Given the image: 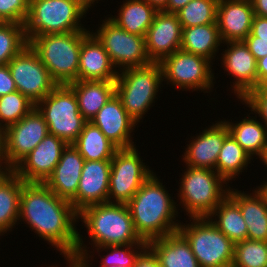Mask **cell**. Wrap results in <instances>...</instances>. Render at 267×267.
Segmentation results:
<instances>
[{"label":"cell","mask_w":267,"mask_h":267,"mask_svg":"<svg viewBox=\"0 0 267 267\" xmlns=\"http://www.w3.org/2000/svg\"><path fill=\"white\" fill-rule=\"evenodd\" d=\"M78 213L44 183L25 182L20 194L19 219L64 258L75 257Z\"/></svg>","instance_id":"obj_1"},{"label":"cell","mask_w":267,"mask_h":267,"mask_svg":"<svg viewBox=\"0 0 267 267\" xmlns=\"http://www.w3.org/2000/svg\"><path fill=\"white\" fill-rule=\"evenodd\" d=\"M160 180L153 172L126 204L137 234L147 243L177 232L181 224L175 220L177 203Z\"/></svg>","instance_id":"obj_2"},{"label":"cell","mask_w":267,"mask_h":267,"mask_svg":"<svg viewBox=\"0 0 267 267\" xmlns=\"http://www.w3.org/2000/svg\"><path fill=\"white\" fill-rule=\"evenodd\" d=\"M78 219L85 224L93 248L147 243L137 234L126 204L91 205L78 212Z\"/></svg>","instance_id":"obj_3"},{"label":"cell","mask_w":267,"mask_h":267,"mask_svg":"<svg viewBox=\"0 0 267 267\" xmlns=\"http://www.w3.org/2000/svg\"><path fill=\"white\" fill-rule=\"evenodd\" d=\"M90 30L45 34L28 43L38 54L50 76L58 85L77 81L82 40Z\"/></svg>","instance_id":"obj_4"},{"label":"cell","mask_w":267,"mask_h":267,"mask_svg":"<svg viewBox=\"0 0 267 267\" xmlns=\"http://www.w3.org/2000/svg\"><path fill=\"white\" fill-rule=\"evenodd\" d=\"M185 170L179 183V205L190 218L209 217L228 196L229 184L213 169L186 166Z\"/></svg>","instance_id":"obj_5"},{"label":"cell","mask_w":267,"mask_h":267,"mask_svg":"<svg viewBox=\"0 0 267 267\" xmlns=\"http://www.w3.org/2000/svg\"><path fill=\"white\" fill-rule=\"evenodd\" d=\"M163 82L160 63L121 70L115 81V93L128 115L138 124L155 103ZM160 88V89H159Z\"/></svg>","instance_id":"obj_6"},{"label":"cell","mask_w":267,"mask_h":267,"mask_svg":"<svg viewBox=\"0 0 267 267\" xmlns=\"http://www.w3.org/2000/svg\"><path fill=\"white\" fill-rule=\"evenodd\" d=\"M86 13L72 0H30L24 24L27 41L45 34L87 30L81 23Z\"/></svg>","instance_id":"obj_7"},{"label":"cell","mask_w":267,"mask_h":267,"mask_svg":"<svg viewBox=\"0 0 267 267\" xmlns=\"http://www.w3.org/2000/svg\"><path fill=\"white\" fill-rule=\"evenodd\" d=\"M178 232L189 243L200 267H232L234 243L208 217L190 218Z\"/></svg>","instance_id":"obj_8"},{"label":"cell","mask_w":267,"mask_h":267,"mask_svg":"<svg viewBox=\"0 0 267 267\" xmlns=\"http://www.w3.org/2000/svg\"><path fill=\"white\" fill-rule=\"evenodd\" d=\"M35 107L43 115L48 133L73 144L87 120L79 111L78 100L69 85H57Z\"/></svg>","instance_id":"obj_9"},{"label":"cell","mask_w":267,"mask_h":267,"mask_svg":"<svg viewBox=\"0 0 267 267\" xmlns=\"http://www.w3.org/2000/svg\"><path fill=\"white\" fill-rule=\"evenodd\" d=\"M212 63L203 56L179 49L160 62L162 78L182 91L210 93L215 80Z\"/></svg>","instance_id":"obj_10"},{"label":"cell","mask_w":267,"mask_h":267,"mask_svg":"<svg viewBox=\"0 0 267 267\" xmlns=\"http://www.w3.org/2000/svg\"><path fill=\"white\" fill-rule=\"evenodd\" d=\"M136 147L120 148L111 159L109 203L127 204L153 174V170L151 171L140 158Z\"/></svg>","instance_id":"obj_11"},{"label":"cell","mask_w":267,"mask_h":267,"mask_svg":"<svg viewBox=\"0 0 267 267\" xmlns=\"http://www.w3.org/2000/svg\"><path fill=\"white\" fill-rule=\"evenodd\" d=\"M98 28L91 33L103 45L115 68H120L119 71L151 63L146 53L145 36L121 29L109 17Z\"/></svg>","instance_id":"obj_12"},{"label":"cell","mask_w":267,"mask_h":267,"mask_svg":"<svg viewBox=\"0 0 267 267\" xmlns=\"http://www.w3.org/2000/svg\"><path fill=\"white\" fill-rule=\"evenodd\" d=\"M7 65L17 91L35 105L58 85L29 44Z\"/></svg>","instance_id":"obj_13"},{"label":"cell","mask_w":267,"mask_h":267,"mask_svg":"<svg viewBox=\"0 0 267 267\" xmlns=\"http://www.w3.org/2000/svg\"><path fill=\"white\" fill-rule=\"evenodd\" d=\"M4 158L13 169L48 134V126L43 115L34 107L17 123L3 131Z\"/></svg>","instance_id":"obj_14"},{"label":"cell","mask_w":267,"mask_h":267,"mask_svg":"<svg viewBox=\"0 0 267 267\" xmlns=\"http://www.w3.org/2000/svg\"><path fill=\"white\" fill-rule=\"evenodd\" d=\"M67 145L61 138L48 133L13 171L24 182L44 183L53 173Z\"/></svg>","instance_id":"obj_15"},{"label":"cell","mask_w":267,"mask_h":267,"mask_svg":"<svg viewBox=\"0 0 267 267\" xmlns=\"http://www.w3.org/2000/svg\"><path fill=\"white\" fill-rule=\"evenodd\" d=\"M227 48L221 53V64L235 80L232 91L241 101L251 90L258 87L256 59L243 41L227 42Z\"/></svg>","instance_id":"obj_16"},{"label":"cell","mask_w":267,"mask_h":267,"mask_svg":"<svg viewBox=\"0 0 267 267\" xmlns=\"http://www.w3.org/2000/svg\"><path fill=\"white\" fill-rule=\"evenodd\" d=\"M182 41V26L178 15L158 11L145 34V47L151 62L160 63L178 51Z\"/></svg>","instance_id":"obj_17"},{"label":"cell","mask_w":267,"mask_h":267,"mask_svg":"<svg viewBox=\"0 0 267 267\" xmlns=\"http://www.w3.org/2000/svg\"><path fill=\"white\" fill-rule=\"evenodd\" d=\"M110 171L111 160H85L76 196L70 201L77 213L88 206L108 202Z\"/></svg>","instance_id":"obj_18"},{"label":"cell","mask_w":267,"mask_h":267,"mask_svg":"<svg viewBox=\"0 0 267 267\" xmlns=\"http://www.w3.org/2000/svg\"><path fill=\"white\" fill-rule=\"evenodd\" d=\"M90 121L119 149L135 147L131 133L137 123L128 115L116 93Z\"/></svg>","instance_id":"obj_19"},{"label":"cell","mask_w":267,"mask_h":267,"mask_svg":"<svg viewBox=\"0 0 267 267\" xmlns=\"http://www.w3.org/2000/svg\"><path fill=\"white\" fill-rule=\"evenodd\" d=\"M224 121L212 123L210 127L199 132L197 137L185 148L182 161L192 167L208 168L216 171V161L225 138L229 135Z\"/></svg>","instance_id":"obj_20"},{"label":"cell","mask_w":267,"mask_h":267,"mask_svg":"<svg viewBox=\"0 0 267 267\" xmlns=\"http://www.w3.org/2000/svg\"><path fill=\"white\" fill-rule=\"evenodd\" d=\"M253 17L251 0H219L216 22L222 44L243 41L251 32Z\"/></svg>","instance_id":"obj_21"},{"label":"cell","mask_w":267,"mask_h":267,"mask_svg":"<svg viewBox=\"0 0 267 267\" xmlns=\"http://www.w3.org/2000/svg\"><path fill=\"white\" fill-rule=\"evenodd\" d=\"M90 32L81 43L77 81H116L119 71Z\"/></svg>","instance_id":"obj_22"},{"label":"cell","mask_w":267,"mask_h":267,"mask_svg":"<svg viewBox=\"0 0 267 267\" xmlns=\"http://www.w3.org/2000/svg\"><path fill=\"white\" fill-rule=\"evenodd\" d=\"M84 162L73 144L67 145L44 184L58 197L71 201L76 196Z\"/></svg>","instance_id":"obj_23"},{"label":"cell","mask_w":267,"mask_h":267,"mask_svg":"<svg viewBox=\"0 0 267 267\" xmlns=\"http://www.w3.org/2000/svg\"><path fill=\"white\" fill-rule=\"evenodd\" d=\"M244 193L229 188L228 196L239 206L247 226V239L267 242V195L255 188Z\"/></svg>","instance_id":"obj_24"},{"label":"cell","mask_w":267,"mask_h":267,"mask_svg":"<svg viewBox=\"0 0 267 267\" xmlns=\"http://www.w3.org/2000/svg\"><path fill=\"white\" fill-rule=\"evenodd\" d=\"M147 246L156 255L160 267H200L189 243L178 231L151 240Z\"/></svg>","instance_id":"obj_25"},{"label":"cell","mask_w":267,"mask_h":267,"mask_svg":"<svg viewBox=\"0 0 267 267\" xmlns=\"http://www.w3.org/2000/svg\"><path fill=\"white\" fill-rule=\"evenodd\" d=\"M68 85L76 94L79 111L87 121L115 94V81H74Z\"/></svg>","instance_id":"obj_26"},{"label":"cell","mask_w":267,"mask_h":267,"mask_svg":"<svg viewBox=\"0 0 267 267\" xmlns=\"http://www.w3.org/2000/svg\"><path fill=\"white\" fill-rule=\"evenodd\" d=\"M221 37L217 23L197 25L182 28V41L180 49L203 56L210 61L215 60L220 49Z\"/></svg>","instance_id":"obj_27"},{"label":"cell","mask_w":267,"mask_h":267,"mask_svg":"<svg viewBox=\"0 0 267 267\" xmlns=\"http://www.w3.org/2000/svg\"><path fill=\"white\" fill-rule=\"evenodd\" d=\"M118 15L109 18L121 29L138 36H145L158 10L146 0H125Z\"/></svg>","instance_id":"obj_28"},{"label":"cell","mask_w":267,"mask_h":267,"mask_svg":"<svg viewBox=\"0 0 267 267\" xmlns=\"http://www.w3.org/2000/svg\"><path fill=\"white\" fill-rule=\"evenodd\" d=\"M244 117L241 121L233 123L223 120L228 126L229 133L240 144V146L253 159L254 155L258 158L261 156L264 148L267 146V127L263 122L258 121L255 117Z\"/></svg>","instance_id":"obj_29"},{"label":"cell","mask_w":267,"mask_h":267,"mask_svg":"<svg viewBox=\"0 0 267 267\" xmlns=\"http://www.w3.org/2000/svg\"><path fill=\"white\" fill-rule=\"evenodd\" d=\"M73 146L86 161L111 160L119 149L91 121L84 124Z\"/></svg>","instance_id":"obj_30"},{"label":"cell","mask_w":267,"mask_h":267,"mask_svg":"<svg viewBox=\"0 0 267 267\" xmlns=\"http://www.w3.org/2000/svg\"><path fill=\"white\" fill-rule=\"evenodd\" d=\"M25 182L12 171L0 183V235L12 231L19 222L20 194Z\"/></svg>","instance_id":"obj_31"},{"label":"cell","mask_w":267,"mask_h":267,"mask_svg":"<svg viewBox=\"0 0 267 267\" xmlns=\"http://www.w3.org/2000/svg\"><path fill=\"white\" fill-rule=\"evenodd\" d=\"M208 218L234 244L247 239V226L242 212L229 196L212 211Z\"/></svg>","instance_id":"obj_32"},{"label":"cell","mask_w":267,"mask_h":267,"mask_svg":"<svg viewBox=\"0 0 267 267\" xmlns=\"http://www.w3.org/2000/svg\"><path fill=\"white\" fill-rule=\"evenodd\" d=\"M252 158L229 134L216 161V172L227 182L235 180L251 163ZM250 161V162H249Z\"/></svg>","instance_id":"obj_33"},{"label":"cell","mask_w":267,"mask_h":267,"mask_svg":"<svg viewBox=\"0 0 267 267\" xmlns=\"http://www.w3.org/2000/svg\"><path fill=\"white\" fill-rule=\"evenodd\" d=\"M219 0H191L176 14L182 28L217 23Z\"/></svg>","instance_id":"obj_34"},{"label":"cell","mask_w":267,"mask_h":267,"mask_svg":"<svg viewBox=\"0 0 267 267\" xmlns=\"http://www.w3.org/2000/svg\"><path fill=\"white\" fill-rule=\"evenodd\" d=\"M28 44L23 24L0 23V65L8 64Z\"/></svg>","instance_id":"obj_35"},{"label":"cell","mask_w":267,"mask_h":267,"mask_svg":"<svg viewBox=\"0 0 267 267\" xmlns=\"http://www.w3.org/2000/svg\"><path fill=\"white\" fill-rule=\"evenodd\" d=\"M35 104L19 91L0 97V129L3 131L26 116Z\"/></svg>","instance_id":"obj_36"},{"label":"cell","mask_w":267,"mask_h":267,"mask_svg":"<svg viewBox=\"0 0 267 267\" xmlns=\"http://www.w3.org/2000/svg\"><path fill=\"white\" fill-rule=\"evenodd\" d=\"M232 267H267V242L246 239L234 244Z\"/></svg>","instance_id":"obj_37"},{"label":"cell","mask_w":267,"mask_h":267,"mask_svg":"<svg viewBox=\"0 0 267 267\" xmlns=\"http://www.w3.org/2000/svg\"><path fill=\"white\" fill-rule=\"evenodd\" d=\"M147 247V243L127 244V245H109L96 247L97 253L105 250L106 255L101 257L100 267L115 266H134L136 258ZM109 249V250H108ZM137 249V250H136ZM100 250V251H99ZM109 251V253H108Z\"/></svg>","instance_id":"obj_38"},{"label":"cell","mask_w":267,"mask_h":267,"mask_svg":"<svg viewBox=\"0 0 267 267\" xmlns=\"http://www.w3.org/2000/svg\"><path fill=\"white\" fill-rule=\"evenodd\" d=\"M29 0H0V21L25 24Z\"/></svg>","instance_id":"obj_39"},{"label":"cell","mask_w":267,"mask_h":267,"mask_svg":"<svg viewBox=\"0 0 267 267\" xmlns=\"http://www.w3.org/2000/svg\"><path fill=\"white\" fill-rule=\"evenodd\" d=\"M250 111L258 114L267 127V86H258L251 90L242 100Z\"/></svg>","instance_id":"obj_40"},{"label":"cell","mask_w":267,"mask_h":267,"mask_svg":"<svg viewBox=\"0 0 267 267\" xmlns=\"http://www.w3.org/2000/svg\"><path fill=\"white\" fill-rule=\"evenodd\" d=\"M82 237L83 236H81V234H79L78 232V244L75 252V257L64 258L67 261V264L69 263L68 267H90V265H92V260H89L90 258L91 259L93 258L90 255L92 251L90 252L89 250L86 249L87 246L84 244ZM90 261L91 264H89Z\"/></svg>","instance_id":"obj_41"},{"label":"cell","mask_w":267,"mask_h":267,"mask_svg":"<svg viewBox=\"0 0 267 267\" xmlns=\"http://www.w3.org/2000/svg\"><path fill=\"white\" fill-rule=\"evenodd\" d=\"M256 61L267 55V40H258L251 33L243 40Z\"/></svg>","instance_id":"obj_42"},{"label":"cell","mask_w":267,"mask_h":267,"mask_svg":"<svg viewBox=\"0 0 267 267\" xmlns=\"http://www.w3.org/2000/svg\"><path fill=\"white\" fill-rule=\"evenodd\" d=\"M17 91L8 65H0V97Z\"/></svg>","instance_id":"obj_43"},{"label":"cell","mask_w":267,"mask_h":267,"mask_svg":"<svg viewBox=\"0 0 267 267\" xmlns=\"http://www.w3.org/2000/svg\"><path fill=\"white\" fill-rule=\"evenodd\" d=\"M133 267H160V266L156 255L147 246L136 258Z\"/></svg>","instance_id":"obj_44"},{"label":"cell","mask_w":267,"mask_h":267,"mask_svg":"<svg viewBox=\"0 0 267 267\" xmlns=\"http://www.w3.org/2000/svg\"><path fill=\"white\" fill-rule=\"evenodd\" d=\"M250 33L258 40H267V17L254 15Z\"/></svg>","instance_id":"obj_45"},{"label":"cell","mask_w":267,"mask_h":267,"mask_svg":"<svg viewBox=\"0 0 267 267\" xmlns=\"http://www.w3.org/2000/svg\"><path fill=\"white\" fill-rule=\"evenodd\" d=\"M258 86H267V55L256 62Z\"/></svg>","instance_id":"obj_46"},{"label":"cell","mask_w":267,"mask_h":267,"mask_svg":"<svg viewBox=\"0 0 267 267\" xmlns=\"http://www.w3.org/2000/svg\"><path fill=\"white\" fill-rule=\"evenodd\" d=\"M191 0H168L167 6L162 10L167 13L176 14Z\"/></svg>","instance_id":"obj_47"},{"label":"cell","mask_w":267,"mask_h":267,"mask_svg":"<svg viewBox=\"0 0 267 267\" xmlns=\"http://www.w3.org/2000/svg\"><path fill=\"white\" fill-rule=\"evenodd\" d=\"M254 15L267 17V0H251Z\"/></svg>","instance_id":"obj_48"},{"label":"cell","mask_w":267,"mask_h":267,"mask_svg":"<svg viewBox=\"0 0 267 267\" xmlns=\"http://www.w3.org/2000/svg\"><path fill=\"white\" fill-rule=\"evenodd\" d=\"M11 169L5 161L4 158V145H3V136H0V172H12Z\"/></svg>","instance_id":"obj_49"},{"label":"cell","mask_w":267,"mask_h":267,"mask_svg":"<svg viewBox=\"0 0 267 267\" xmlns=\"http://www.w3.org/2000/svg\"><path fill=\"white\" fill-rule=\"evenodd\" d=\"M150 5L155 7L158 11H162L168 3V0H146Z\"/></svg>","instance_id":"obj_50"},{"label":"cell","mask_w":267,"mask_h":267,"mask_svg":"<svg viewBox=\"0 0 267 267\" xmlns=\"http://www.w3.org/2000/svg\"><path fill=\"white\" fill-rule=\"evenodd\" d=\"M72 1H75L79 6H81L87 12L88 9H91L90 7H92V4L94 5L95 1L98 0H72Z\"/></svg>","instance_id":"obj_51"},{"label":"cell","mask_w":267,"mask_h":267,"mask_svg":"<svg viewBox=\"0 0 267 267\" xmlns=\"http://www.w3.org/2000/svg\"><path fill=\"white\" fill-rule=\"evenodd\" d=\"M259 158H260L259 160L262 161L261 163L262 164L264 163L263 165H266V167H267V146L264 148V150H263V152Z\"/></svg>","instance_id":"obj_52"},{"label":"cell","mask_w":267,"mask_h":267,"mask_svg":"<svg viewBox=\"0 0 267 267\" xmlns=\"http://www.w3.org/2000/svg\"><path fill=\"white\" fill-rule=\"evenodd\" d=\"M266 195H267V182L262 183L260 186H258Z\"/></svg>","instance_id":"obj_53"},{"label":"cell","mask_w":267,"mask_h":267,"mask_svg":"<svg viewBox=\"0 0 267 267\" xmlns=\"http://www.w3.org/2000/svg\"><path fill=\"white\" fill-rule=\"evenodd\" d=\"M11 172H0V183L10 174Z\"/></svg>","instance_id":"obj_54"},{"label":"cell","mask_w":267,"mask_h":267,"mask_svg":"<svg viewBox=\"0 0 267 267\" xmlns=\"http://www.w3.org/2000/svg\"><path fill=\"white\" fill-rule=\"evenodd\" d=\"M109 267H133V266H115V265H111Z\"/></svg>","instance_id":"obj_55"},{"label":"cell","mask_w":267,"mask_h":267,"mask_svg":"<svg viewBox=\"0 0 267 267\" xmlns=\"http://www.w3.org/2000/svg\"><path fill=\"white\" fill-rule=\"evenodd\" d=\"M0 136H3V132H2V130L0 129Z\"/></svg>","instance_id":"obj_56"}]
</instances>
